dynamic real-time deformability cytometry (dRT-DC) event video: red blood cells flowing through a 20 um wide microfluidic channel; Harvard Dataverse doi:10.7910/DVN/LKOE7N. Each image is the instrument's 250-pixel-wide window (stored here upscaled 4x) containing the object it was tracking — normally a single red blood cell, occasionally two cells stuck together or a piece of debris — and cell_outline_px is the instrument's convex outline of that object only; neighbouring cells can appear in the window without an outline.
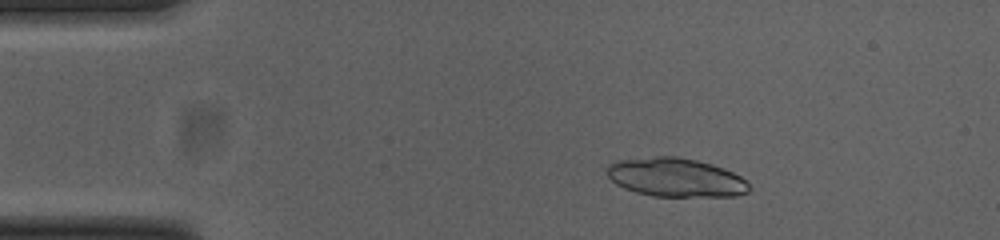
{"species": "common noctule bat (a hibernating species)", "species_latin": "Nyctalus noctula", "temperature_condition": "cold", "stored_images_in_passage": 25, "camera_frame_rate_fps": 3000, "um_per_image_px": 0.085, "animal": {"sex": "female", "body_mass_g": 23.0, "forearm_length_mm": 53.4}, "frame": {"image": 1, "passage_image": 8, "time_ms": 2.333, "image_size_px": [1000, 240], "cell_outline_px": [[752, 188], [748, 192], [736, 196], [652, 196], [636, 192], [624, 188], [616, 184], [604, 172], [608, 164], [616, 160], [656, 156], [676, 156], [696, 160], [712, 164], [724, 168], [740, 176]], "centroid_in_image_um": [57.41, 15.08], "position_along_channel_um": 27.6, "area_um2": 32.31}}